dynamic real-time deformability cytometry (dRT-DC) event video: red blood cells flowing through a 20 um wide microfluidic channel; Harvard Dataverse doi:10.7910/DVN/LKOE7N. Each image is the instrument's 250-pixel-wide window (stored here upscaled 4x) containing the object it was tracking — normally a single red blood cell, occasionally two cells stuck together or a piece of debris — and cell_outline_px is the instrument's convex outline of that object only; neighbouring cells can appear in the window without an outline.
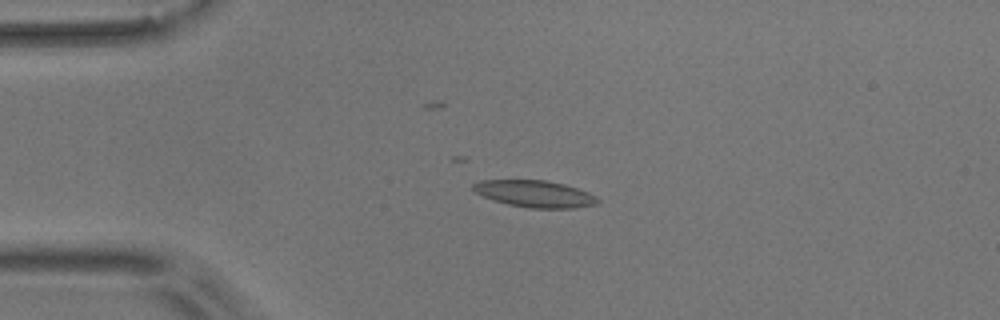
{"species": "common noctule bat (a hibernating species)", "species_latin": "Nyctalus noctula", "temperature_condition": "room temperature", "stored_images_in_passage": 6, "camera_frame_rate_fps": 3000, "um_per_image_px": 0.085, "animal": {"sex": "male", "body_mass_g": 17.9}, "frame": {"image": 1, "passage_image": 3, "time_ms": 2.667, "image_size_px": [1000, 320], "cell_outline_px": [[600, 200], [596, 204], [576, 208], [528, 208], [508, 204], [484, 196], [476, 192], [472, 188], [472, 184], [480, 180], [544, 180], [564, 184], [588, 192], [596, 196]], "centroid_in_image_um": [45.48, 16.47], "position_along_channel_um": 39.5, "area_um2": 19.31}}
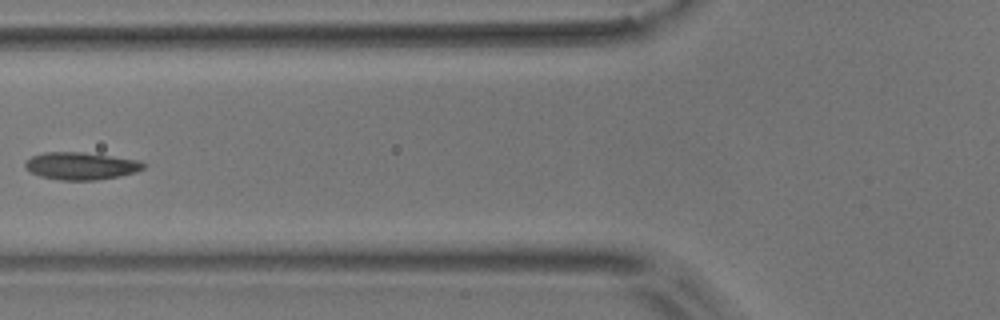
{"frame": {"image": 2, "passage_image": 5, "time_ms": 5.667, "image_size_px": [1000, 320], "cell_outline_px": [[148, 164], [144, 168], [136, 172], [120, 176], [96, 180], [60, 180], [40, 176], [24, 168], [24, 164], [32, 156], [44, 152], [84, 152], [112, 156], [136, 160]], "centroid_in_image_um": [6.89, 14.1], "position_along_channel_um": 118.9, "area_um2": 18.9}}
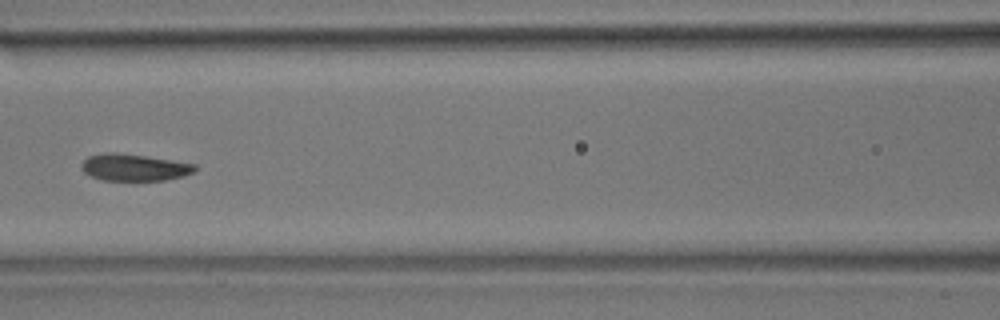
{"frame": {"image": 3, "passage_image": 6, "time_ms": 6.667, "image_size_px": [1000, 320], "cell_outline_px": [[196, 172], [184, 176], [164, 180], [100, 180], [84, 172], [80, 168], [80, 164], [88, 156], [104, 152], [116, 152], [172, 160], [196, 164]], "centroid_in_image_um": [11.39, 14.22], "position_along_channel_um": 155.2, "area_um2": 17.86}}